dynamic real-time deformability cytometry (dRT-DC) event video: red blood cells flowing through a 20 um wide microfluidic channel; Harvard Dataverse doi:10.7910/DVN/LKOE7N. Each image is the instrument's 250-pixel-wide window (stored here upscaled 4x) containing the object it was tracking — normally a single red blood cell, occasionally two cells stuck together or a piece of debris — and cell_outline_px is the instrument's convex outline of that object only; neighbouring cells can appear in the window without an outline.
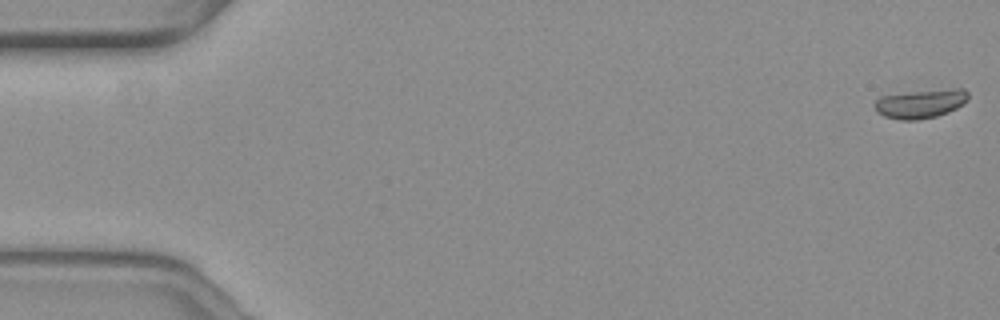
{"species": "common noctule bat (a hibernating species)", "species_latin": "Nyctalus noctula", "temperature_condition": "warm", "stored_images_in_passage": 46, "camera_frame_rate_fps": 3000, "um_per_image_px": 0.085, "animal": {"sex": "female", "body_mass_g": 19.3, "forearm_length_mm": 54.1}, "frame": {"image": 1, "passage_image": 1, "time_ms": 0.0, "image_size_px": [1000, 320], "cell_outline_px": [[968, 100], [964, 104], [948, 112], [936, 116], [916, 120], [900, 120], [884, 116], [876, 112], [872, 104], [880, 96], [912, 92], [956, 88], [964, 88], [968, 92]], "centroid_in_image_um": [78.24, 8.82], "position_along_channel_um": 6.8, "area_um2": 15.78}}
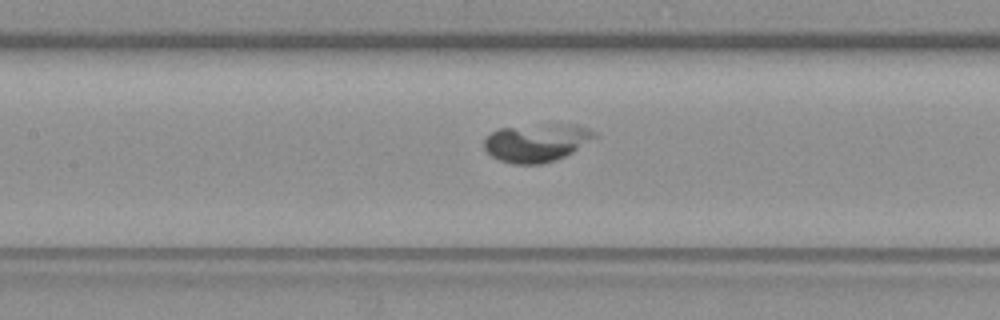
{"frame": {"image": 2, "passage_image": 26, "time_ms": 8.333, "image_size_px": [1000, 320], "cell_outline_px": [[600, 136], [572, 152], [556, 160], [540, 164], [512, 164], [500, 160], [492, 156], [484, 148], [484, 136], [496, 128], [556, 124], [576, 124], [588, 128], [596, 132]], "centroid_in_image_um": [45.62, 12.12], "position_along_channel_um": 161.8, "area_um2": 24.74}}
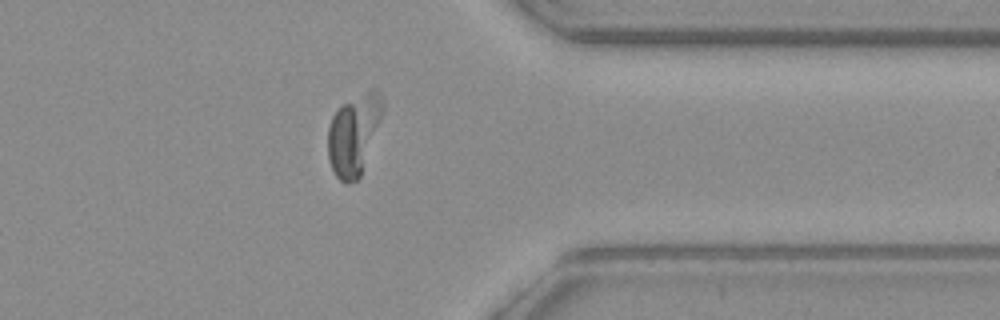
{"frame": {"image": 3, "passage_image": 45, "time_ms": 14.667, "image_size_px": [1000, 320], "cell_outline_px": [[384, 108], [380, 120], [360, 176], [356, 180], [348, 184], [344, 184], [332, 172], [328, 160], [328, 128], [332, 116], [344, 104], [364, 92], [372, 88], [376, 88], [380, 92], [384, 100]], "centroid_in_image_um": [30.07, 11.43], "position_along_channel_um": 381.3, "area_um2": 25.55}}